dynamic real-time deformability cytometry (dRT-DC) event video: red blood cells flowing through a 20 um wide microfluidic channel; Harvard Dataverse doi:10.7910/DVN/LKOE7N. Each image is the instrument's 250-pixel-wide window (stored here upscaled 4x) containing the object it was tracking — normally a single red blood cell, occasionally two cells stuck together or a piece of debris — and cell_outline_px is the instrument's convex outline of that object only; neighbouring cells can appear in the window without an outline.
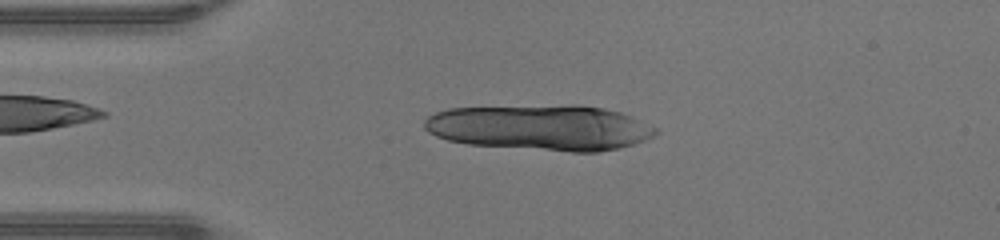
{"species": "human", "species_latin": "Homo sapiens", "temperature_condition": "warm", "stored_images_in_passage": 15, "camera_frame_rate_fps": 3000, "um_per_image_px": 0.085, "donor": {"sex": "male"}, "frame": {"image": 1, "passage_image": 9, "time_ms": 2.667, "image_size_px": [1000, 240], "cell_outline_px": [[660, 132], [644, 140], [632, 144], [600, 152], [572, 152], [468, 144], [448, 140], [436, 136], [428, 132], [424, 128], [424, 120], [428, 116], [436, 112], [448, 108], [572, 104], [580, 104], [604, 108], [620, 112], [632, 116], [656, 128]], "centroid_in_image_um": [45.93, 10.83], "position_along_channel_um": 39.1, "area_um2": 61.79}}